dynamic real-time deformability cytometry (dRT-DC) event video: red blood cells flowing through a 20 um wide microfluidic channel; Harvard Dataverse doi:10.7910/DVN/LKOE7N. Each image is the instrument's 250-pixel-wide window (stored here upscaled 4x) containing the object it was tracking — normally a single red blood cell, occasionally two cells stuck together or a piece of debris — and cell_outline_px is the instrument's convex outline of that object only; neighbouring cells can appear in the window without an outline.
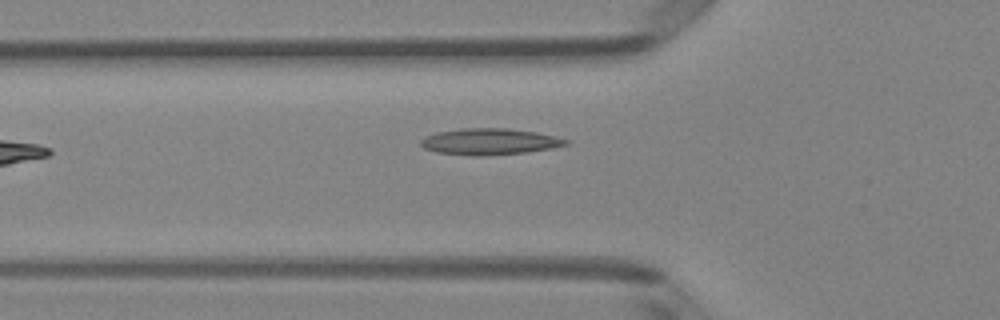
{"species": "Egyptian fruit bat (a non-hibernating species)", "species_latin": "Rousettus aegyptiacus", "temperature_condition": "room temperature", "stored_images_in_passage": 4, "camera_frame_rate_fps": 3000, "um_per_image_px": 0.085, "animal": {"sex": "female"}, "frame": {"image": 1, "passage_image": 4, "time_ms": 1.0, "image_size_px": [1000, 320], "cell_outline_px": [[572, 140], [568, 144], [552, 148], [528, 152], [484, 156], [472, 156], [436, 152], [424, 148], [420, 144], [420, 140], [424, 136], [440, 132], [460, 128], [508, 128], [536, 132]], "centroid_in_image_um": [41.63, 12.04], "position_along_channel_um": 84.2, "area_um2": 22.43}}